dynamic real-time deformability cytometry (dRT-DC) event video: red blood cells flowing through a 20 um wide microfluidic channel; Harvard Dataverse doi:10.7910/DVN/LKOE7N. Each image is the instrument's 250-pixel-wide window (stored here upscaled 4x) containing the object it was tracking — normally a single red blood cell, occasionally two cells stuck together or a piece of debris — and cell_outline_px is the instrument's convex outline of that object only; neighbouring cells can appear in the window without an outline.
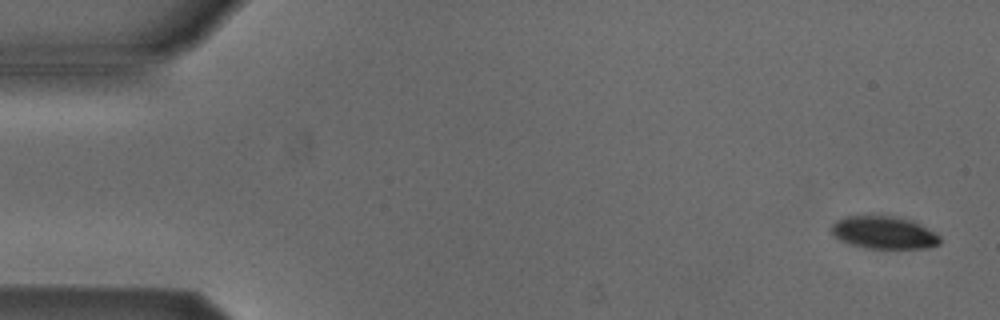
{"species": "Egyptian fruit bat (a non-hibernating species)", "species_latin": "Rousettus aegyptiacus", "temperature_condition": "cold", "stored_images_in_passage": 52, "camera_frame_rate_fps": 3000, "um_per_image_px": 0.085, "animal": {"sex": "male"}, "frame": {"image": 1, "passage_image": 1, "time_ms": 0.0, "image_size_px": [1000, 320], "cell_outline_px": [[940, 244], [928, 248], [864, 248], [848, 244], [832, 236], [828, 228], [836, 220], [844, 216], [892, 216], [912, 220], [920, 224], [940, 236]], "centroid_in_image_um": [75.06, 19.77], "position_along_channel_um": 9.9, "area_um2": 20.87}}
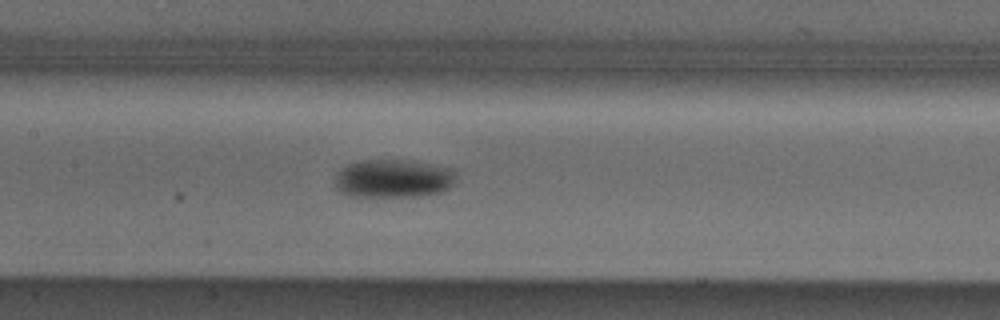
{"frame": {"image": 2, "passage_image": 24, "time_ms": 7.667, "image_size_px": [1000, 320], "cell_outline_px": [[456, 184], [444, 192], [416, 196], [348, 196], [336, 188], [336, 176], [340, 168], [356, 160], [412, 160], [452, 168], [456, 180]], "centroid_in_image_um": [33.46, 15.17], "position_along_channel_um": 173.9, "area_um2": 27.4}}
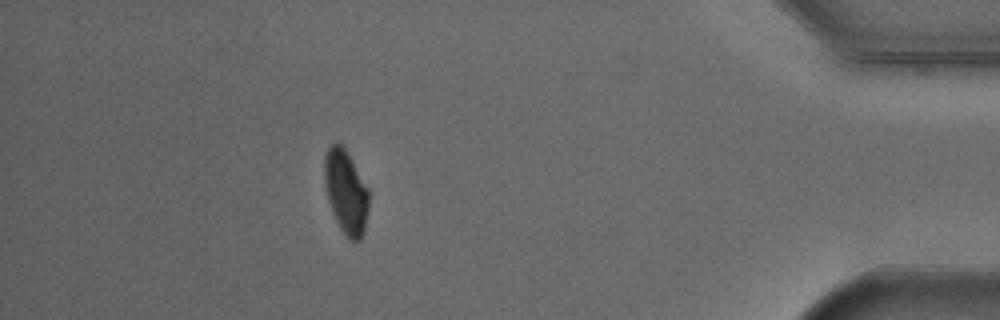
{"frame": {"image": 3, "passage_image": 46, "time_ms": 15.0, "image_size_px": [1000, 320], "cell_outline_px": [[368, 208], [364, 232], [360, 240], [348, 240], [340, 228], [332, 212], [328, 200], [324, 184], [324, 156], [328, 148], [332, 144], [340, 144], [344, 148], [368, 188]], "centroid_in_image_um": [29.39, 16.34], "position_along_channel_um": 405.8, "area_um2": 21.44}, "authors_computed_cell_mechanics": {"area_um2": 23.4957, "velocity_mm_per_s": 3.875, "shape_relaxation_time_tau1_ms": 2.6332, "shape_relaxation_time_tau2_ms": null, "deformation_change_tau1": 0.1076, "deformation_change_tau2": null}}